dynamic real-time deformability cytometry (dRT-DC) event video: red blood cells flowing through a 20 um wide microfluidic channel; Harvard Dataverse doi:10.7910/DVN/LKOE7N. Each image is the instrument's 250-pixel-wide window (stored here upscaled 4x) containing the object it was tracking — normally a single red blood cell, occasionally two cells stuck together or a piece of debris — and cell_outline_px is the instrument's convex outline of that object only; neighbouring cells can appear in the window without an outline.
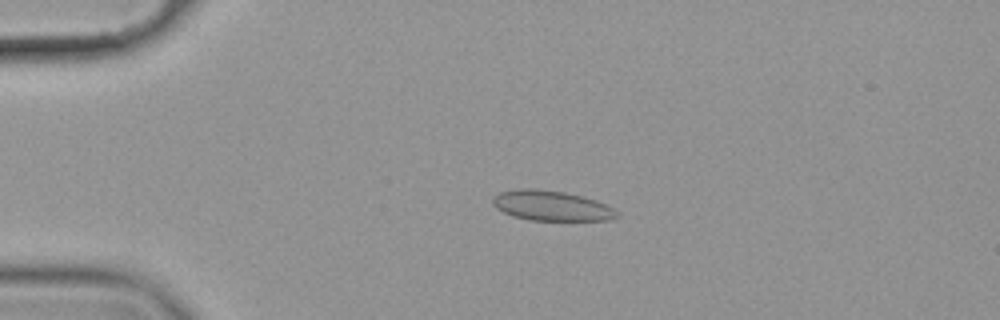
{"species": "common noctule bat (a hibernating species)", "species_latin": "Nyctalus noctula", "temperature_condition": "cold", "stored_images_in_passage": 58, "camera_frame_rate_fps": 3000, "um_per_image_px": 0.085, "animal": {"sex": "female", "body_mass_g": 19.9}, "frame": {"image": 1, "passage_image": 14, "time_ms": 4.333, "image_size_px": [1000, 320], "cell_outline_px": [[620, 216], [608, 220], [528, 220], [512, 216], [496, 208], [492, 204], [492, 196], [500, 192], [520, 188], [532, 188], [564, 192], [584, 196], [596, 200], [620, 212]], "centroid_in_image_um": [46.86, 17.48], "position_along_channel_um": 38.1, "area_um2": 21.91}}
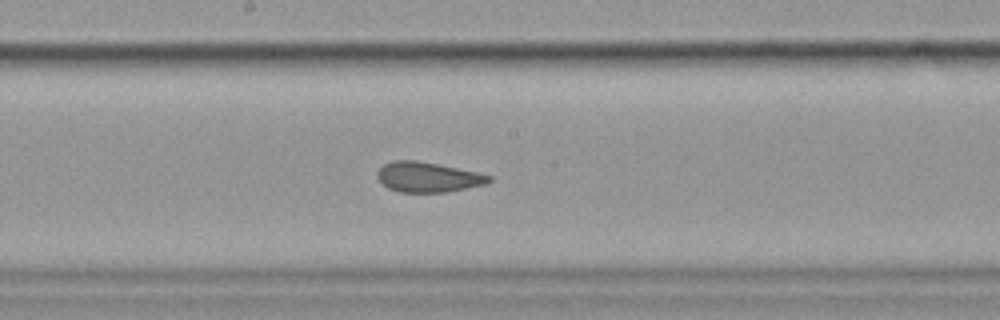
{"frame": {"image": 2, "passage_image": 32, "time_ms": 10.333, "image_size_px": [1000, 320], "cell_outline_px": [[492, 180], [488, 184], [448, 192], [400, 192], [388, 188], [376, 176], [376, 172], [384, 164], [392, 160], [416, 160], [476, 172], [492, 176]], "centroid_in_image_um": [36.38, 15.06], "position_along_channel_um": 211.8, "area_um2": 19.54}}
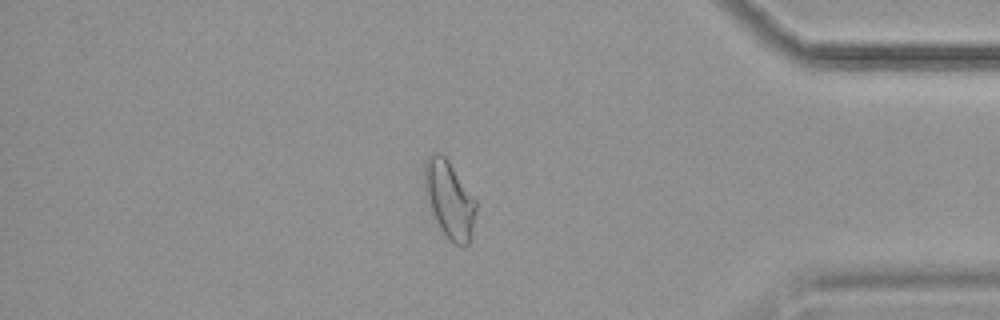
{"frame": {"image": 3, "passage_image": 50, "time_ms": 16.333, "image_size_px": [1000, 320], "cell_outline_px": [[476, 212], [468, 244], [464, 248], [448, 240], [440, 228], [432, 212], [424, 192], [424, 160], [432, 152], [440, 152], [448, 160], [476, 200]], "centroid_in_image_um": [38.17, 16.93], "position_along_channel_um": 397.0, "area_um2": 23.18}, "authors_computed_cell_mechanics": {"area_um2": 21.4727, "velocity_mm_per_s": 3.5399, "shape_relaxation_time_tau1_ms": 6.4305, "shape_relaxation_time_tau2_ms": 1.3976, "deformation_change_tau1": 0.1226, "deformation_change_tau2": 0.0578}}